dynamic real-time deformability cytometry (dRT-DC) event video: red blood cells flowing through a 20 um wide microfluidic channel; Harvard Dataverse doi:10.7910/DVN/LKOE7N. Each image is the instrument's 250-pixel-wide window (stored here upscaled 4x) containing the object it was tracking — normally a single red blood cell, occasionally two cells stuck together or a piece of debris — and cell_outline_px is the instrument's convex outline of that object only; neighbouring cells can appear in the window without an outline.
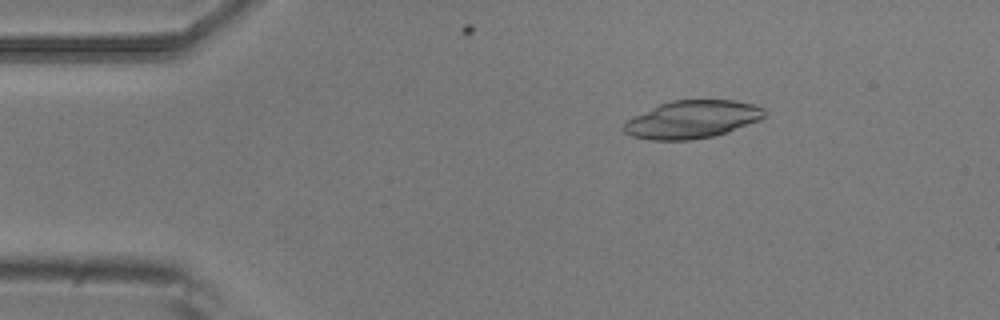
{"species": "common noctule bat (a hibernating species)", "species_latin": "Nyctalus noctula", "temperature_condition": "room temperature", "stored_images_in_passage": 4, "camera_frame_rate_fps": 3000, "um_per_image_px": 0.085, "animal": {"sex": "male", "body_mass_g": 20.5, "forearm_length_mm": 52.5}, "frame": {"image": 1, "passage_image": 2, "time_ms": 0.333, "image_size_px": [1000, 320], "cell_outline_px": [[764, 116], [760, 120], [728, 132], [716, 136], [692, 140], [652, 140], [632, 136], [624, 132], [624, 124], [632, 116], [660, 104], [672, 100], [736, 100], [752, 104], [764, 108]], "centroid_in_image_um": [58.84, 10.16], "position_along_channel_um": 26.2, "area_um2": 30.98}}